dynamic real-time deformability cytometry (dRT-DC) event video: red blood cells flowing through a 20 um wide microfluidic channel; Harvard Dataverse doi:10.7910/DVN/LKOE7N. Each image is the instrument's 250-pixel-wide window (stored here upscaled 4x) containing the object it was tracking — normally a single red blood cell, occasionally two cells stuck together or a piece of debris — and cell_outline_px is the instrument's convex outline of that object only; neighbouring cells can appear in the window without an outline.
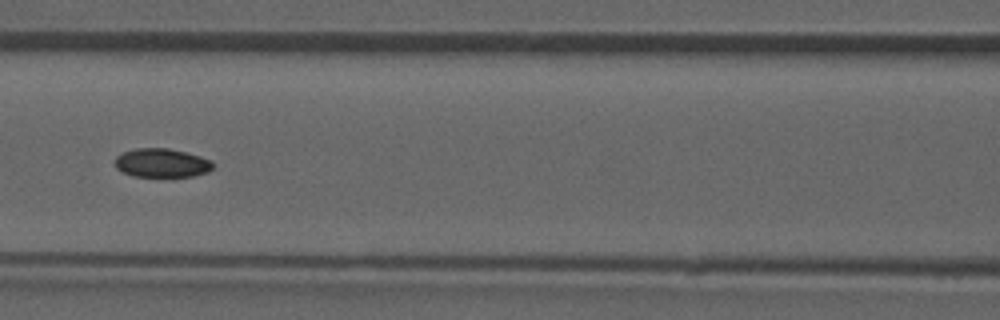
{"species": "common noctule bat (a hibernating species)", "species_latin": "Nyctalus noctula", "temperature_condition": "room temperature", "stored_images_in_passage": 52, "camera_frame_rate_fps": 3000, "um_per_image_px": 0.085, "animal": {"sex": "male", "forearm_length_mm": 52.5}, "frame": {"image": 1, "passage_image": 23, "time_ms": 7.333, "image_size_px": [1000, 320], "cell_outline_px": [[216, 164], [208, 172], [192, 176], [132, 176], [116, 168], [116, 156], [124, 152], [136, 148], [168, 148], [200, 156], [212, 160]], "centroid_in_image_um": [13.78, 13.84], "position_along_channel_um": 152.8, "area_um2": 16.36}, "authors_computed_cell_mechanics": {"area_um2": 17.1088, "velocity_mm_per_s": 3.9303, "shape_relaxation_time_tau1_ms": null, "shape_relaxation_time_tau2_ms": 3.831, "deformation_change_tau1": null, "deformation_change_tau2": 0.0611}}